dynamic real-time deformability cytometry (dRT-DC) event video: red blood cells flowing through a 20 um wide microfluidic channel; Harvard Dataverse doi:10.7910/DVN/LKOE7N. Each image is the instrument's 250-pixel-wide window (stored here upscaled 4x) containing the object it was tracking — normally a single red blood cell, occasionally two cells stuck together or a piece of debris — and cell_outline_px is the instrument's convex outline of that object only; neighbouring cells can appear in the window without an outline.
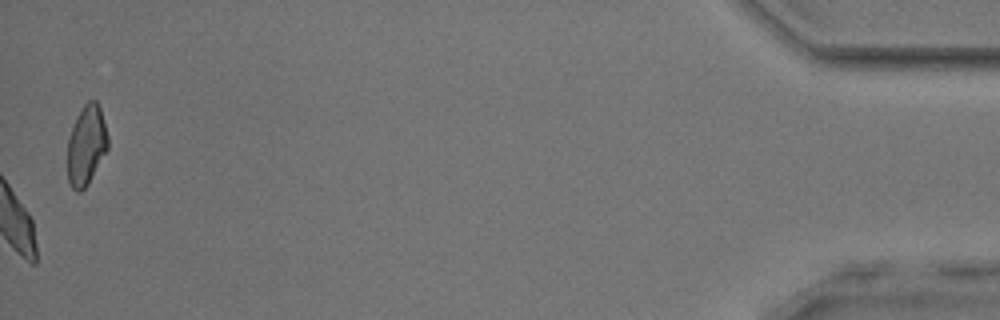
{"species": "common noctule bat (a hibernating species)", "species_latin": "Nyctalus noctula", "temperature_condition": "room temperature", "stored_images_in_passage": 50, "camera_frame_rate_fps": 3000, "um_per_image_px": 0.085, "animal": {"sex": "male", "body_mass_g": 17.9, "forearm_length_mm": 54.2}, "frame": {"image": 1, "passage_image": 50, "time_ms": 16.333, "image_size_px": [1000, 320], "cell_outline_px": [[108, 148], [88, 184], [80, 192], [76, 192], [72, 188], [68, 180], [68, 140], [76, 116], [84, 104], [88, 100], [96, 100], [100, 108], [108, 136]], "centroid_in_image_um": [7.34, 12.34], "position_along_channel_um": 427.9, "area_um2": 18.67}, "authors_computed_cell_mechanics": {"area_um2": 20.5479, "velocity_mm_per_s": 3.8755, "shape_relaxation_time_tau1_ms": 4.3178, "shape_relaxation_time_tau2_ms": 0.9754, "deformation_change_tau1": 0.107, "deformation_change_tau2": 0.057}}